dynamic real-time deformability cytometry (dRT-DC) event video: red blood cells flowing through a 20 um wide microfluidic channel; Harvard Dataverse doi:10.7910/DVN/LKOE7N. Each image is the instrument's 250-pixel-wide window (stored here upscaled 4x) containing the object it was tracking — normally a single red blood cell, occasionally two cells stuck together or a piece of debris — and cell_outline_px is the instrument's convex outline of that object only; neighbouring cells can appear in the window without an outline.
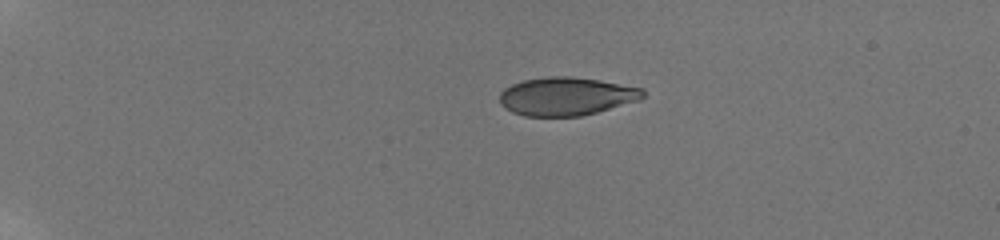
{"species": "human", "species_latin": "Homo sapiens", "temperature_condition": "room temperature", "stored_images_in_passage": 44, "camera_frame_rate_fps": 3000, "um_per_image_px": 0.085, "donor": {"sex": "male"}, "frame": {"image": 1, "passage_image": 1, "time_ms": 0.0, "image_size_px": [1000, 240], "cell_outline_px": [[644, 96], [640, 100], [596, 112], [580, 116], [524, 116], [512, 112], [500, 104], [500, 92], [504, 88], [512, 84], [524, 80], [548, 76], [572, 76], [600, 80], [644, 88]], "centroid_in_image_um": [48.14, 8.18], "position_along_channel_um": 36.9, "area_um2": 32.02}}
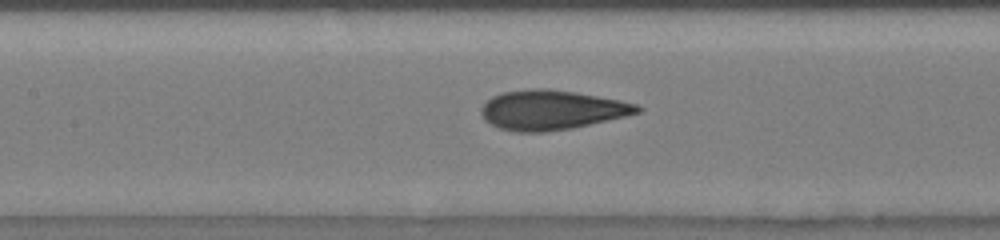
{"frame": {"image": 2, "passage_image": 18, "time_ms": 5.667, "image_size_px": [1000, 240], "cell_outline_px": [[644, 108], [640, 112], [628, 116], [572, 128], [544, 132], [516, 132], [500, 128], [484, 120], [480, 112], [480, 108], [492, 96], [504, 92], [532, 88], [548, 88], [620, 100], [636, 104]], "centroid_in_image_um": [46.89, 9.35], "position_along_channel_um": 160.5, "area_um2": 35.95}}
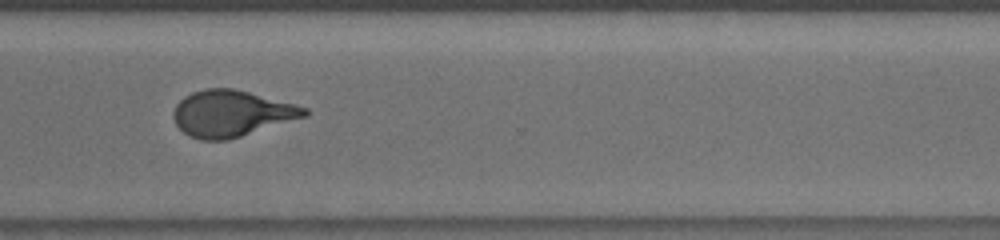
{"frame": {"image": 3, "passage_image": 33, "time_ms": 10.667, "image_size_px": [1000, 240], "cell_outline_px": [[308, 116], [228, 140], [200, 140], [188, 136], [176, 124], [172, 116], [172, 112], [176, 104], [184, 96], [192, 92], [204, 88], [232, 88], [248, 92], [308, 108]], "centroid_in_image_um": [19.64, 9.65], "position_along_channel_um": 351.0, "area_um2": 35.32}, "authors_computed_cell_mechanics": {"area_um2": 35.0268, "velocity_mm_per_s": 3.8203, "shape_relaxation_time_tau1_ms": 4.8967, "shape_relaxation_time_tau2_ms": 0.8127, "deformation_change_tau1": 0.2082, "deformation_change_tau2": 0.0651}}